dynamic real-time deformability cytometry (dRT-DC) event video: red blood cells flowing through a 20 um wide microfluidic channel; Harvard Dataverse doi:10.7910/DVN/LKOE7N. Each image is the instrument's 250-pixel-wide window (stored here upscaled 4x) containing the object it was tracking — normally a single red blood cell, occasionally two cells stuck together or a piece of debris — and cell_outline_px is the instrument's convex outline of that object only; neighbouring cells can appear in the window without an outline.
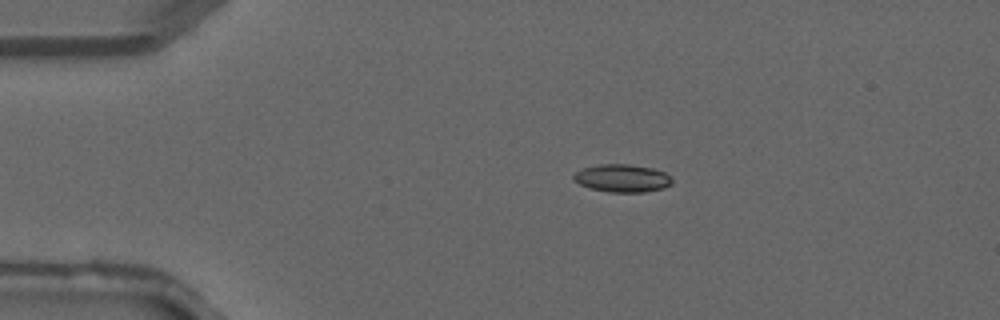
{"species": "common noctule bat (a hibernating species)", "species_latin": "Nyctalus noctula", "temperature_condition": "warm", "stored_images_in_passage": 41, "camera_frame_rate_fps": 3000, "um_per_image_px": 0.085, "animal": {"sex": "male", "forearm_length_mm": 52.5}, "frame": {"image": 1, "passage_image": 9, "time_ms": 2.667, "image_size_px": [1000, 320], "cell_outline_px": [[672, 184], [664, 188], [644, 192], [608, 192], [588, 188], [572, 180], [572, 176], [576, 172], [584, 168], [600, 164], [628, 164], [652, 168], [664, 172], [672, 180]], "centroid_in_image_um": [52.86, 15.16], "position_along_channel_um": 32.1, "area_um2": 15.95}}
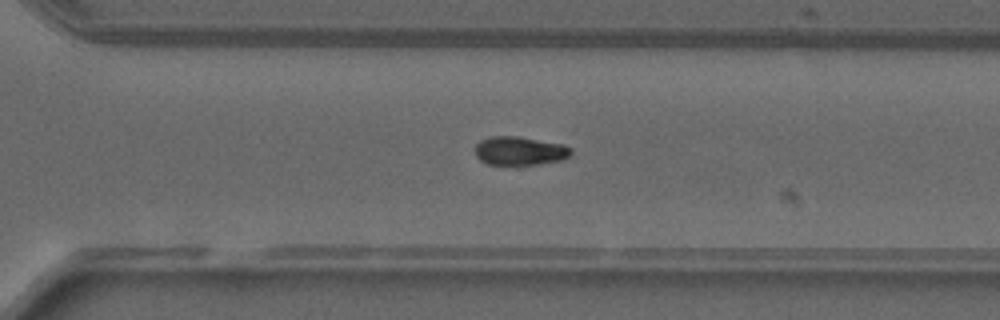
{"frame": {"image": 2, "passage_image": 29, "time_ms": 9.333, "image_size_px": [1000, 320], "cell_outline_px": [[572, 152], [564, 160], [540, 164], [488, 164], [480, 160], [476, 156], [476, 144], [480, 140], [492, 136], [516, 136], [564, 144], [572, 148]], "centroid_in_image_um": [44.21, 12.82], "position_along_channel_um": 326.4, "area_um2": 16.01}}
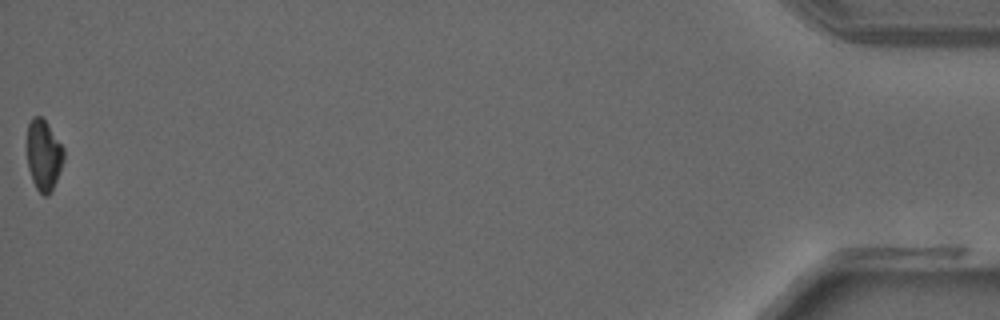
{"frame": {"image": 3, "passage_image": 41, "time_ms": 13.333, "image_size_px": [1000, 320], "cell_outline_px": [[64, 160], [56, 180], [48, 196], [44, 196], [36, 188], [32, 180], [28, 168], [28, 124], [32, 116], [40, 116], [48, 124], [64, 148]], "centroid_in_image_um": [3.72, 13.18], "position_along_channel_um": 431.5, "area_um2": 14.97}}